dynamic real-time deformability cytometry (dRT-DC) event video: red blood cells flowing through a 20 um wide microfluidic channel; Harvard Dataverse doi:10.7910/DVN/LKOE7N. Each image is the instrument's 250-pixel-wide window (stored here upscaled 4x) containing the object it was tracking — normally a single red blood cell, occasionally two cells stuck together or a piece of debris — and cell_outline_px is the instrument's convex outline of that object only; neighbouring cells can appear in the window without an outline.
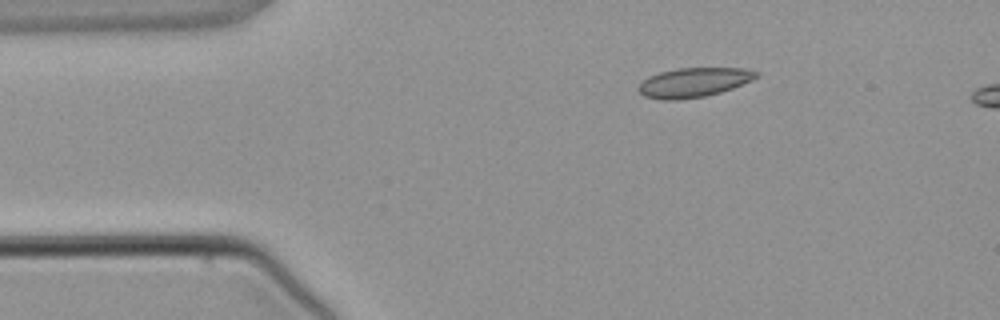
{"species": "common noctule bat (a hibernating species)", "species_latin": "Nyctalus noctula", "temperature_condition": "warm", "stored_images_in_passage": 3, "camera_frame_rate_fps": 3000, "um_per_image_px": 0.085, "animal": {"sex": "male", "body_mass_g": 21.5, "forearm_length_mm": 52.0}, "frame": {"image": 1, "passage_image": 2, "time_ms": 1.333, "image_size_px": [1000, 320], "cell_outline_px": [[760, 76], [752, 80], [732, 88], [720, 92], [704, 96], [676, 100], [660, 100], [644, 96], [636, 88], [648, 76], [660, 72], [680, 68], [744, 68], [760, 72]], "centroid_in_image_um": [58.97, 7.0], "position_along_channel_um": 26.0, "area_um2": 20.17}}